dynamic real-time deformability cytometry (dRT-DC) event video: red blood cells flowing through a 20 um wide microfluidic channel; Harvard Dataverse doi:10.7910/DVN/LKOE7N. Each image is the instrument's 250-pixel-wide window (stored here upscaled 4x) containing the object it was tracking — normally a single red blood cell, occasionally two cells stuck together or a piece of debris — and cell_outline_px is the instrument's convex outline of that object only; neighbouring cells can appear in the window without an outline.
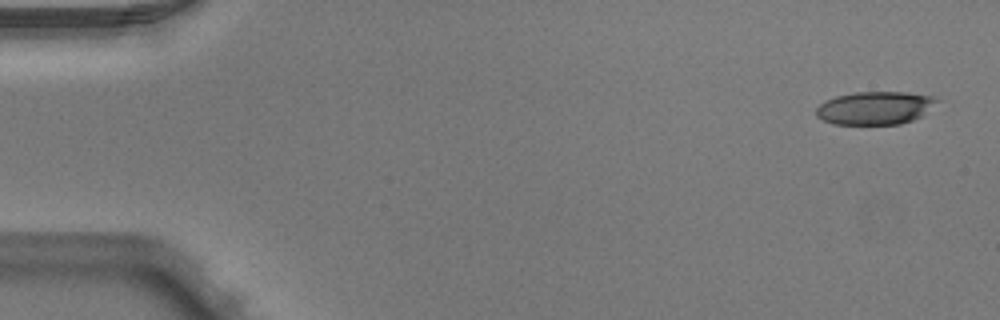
{"species": "Egyptian fruit bat (a non-hibernating species)", "species_latin": "Rousettus aegyptiacus", "temperature_condition": "warm", "stored_images_in_passage": 7, "camera_frame_rate_fps": 3000, "um_per_image_px": 0.085, "animal": {"sex": "male"}, "frame": {"image": 1, "passage_image": 1, "time_ms": 0.0, "image_size_px": [1000, 320], "cell_outline_px": [[940, 100], [920, 116], [912, 120], [900, 124], [832, 124], [816, 116], [816, 108], [820, 104], [836, 96], [856, 92], [908, 92], [932, 96]], "centroid_in_image_um": [74.37, 9.17], "position_along_channel_um": 10.6, "area_um2": 23.06}}
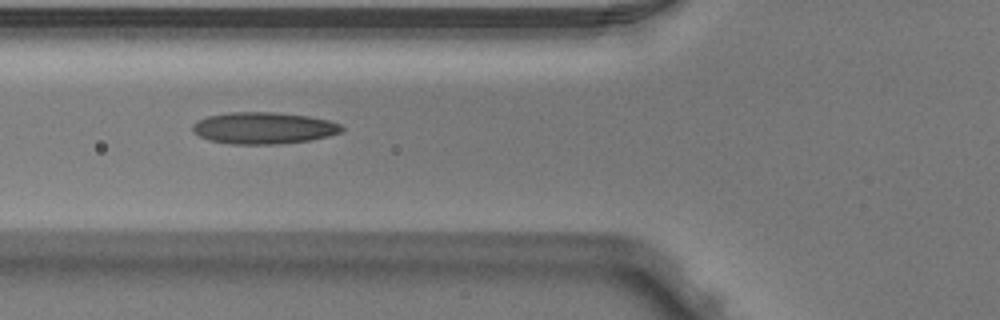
{"frame": {"image": 2, "passage_image": 5, "time_ms": 1.333, "image_size_px": [1000, 320], "cell_outline_px": [[344, 128], [340, 132], [328, 136], [308, 140], [276, 144], [228, 144], [208, 140], [192, 132], [192, 124], [196, 120], [208, 116], [228, 112], [276, 112], [308, 116], [328, 120], [340, 124]], "centroid_in_image_um": [22.35, 10.88], "position_along_channel_um": 103.5, "area_um2": 27.63}}
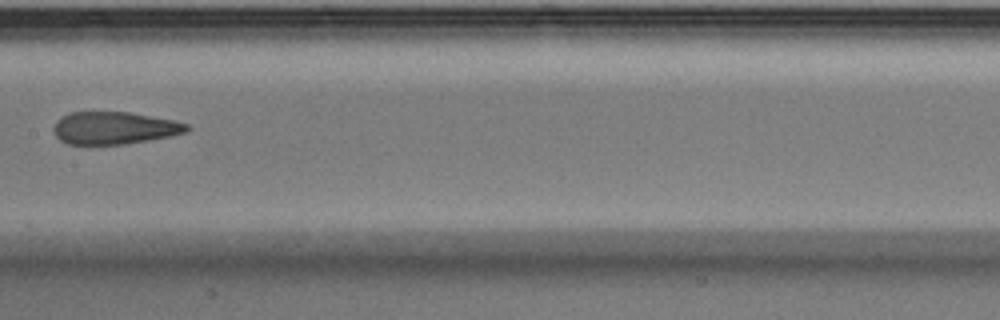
{"frame": {"image": 3, "passage_image": 7, "time_ms": 2.0, "image_size_px": [1000, 320], "cell_outline_px": [[192, 128], [188, 132], [148, 140], [124, 144], [68, 144], [60, 140], [56, 136], [52, 128], [56, 120], [72, 112], [128, 112], [172, 120], [188, 124]], "centroid_in_image_um": [9.71, 10.88], "position_along_channel_um": 197.7, "area_um2": 25.03}}